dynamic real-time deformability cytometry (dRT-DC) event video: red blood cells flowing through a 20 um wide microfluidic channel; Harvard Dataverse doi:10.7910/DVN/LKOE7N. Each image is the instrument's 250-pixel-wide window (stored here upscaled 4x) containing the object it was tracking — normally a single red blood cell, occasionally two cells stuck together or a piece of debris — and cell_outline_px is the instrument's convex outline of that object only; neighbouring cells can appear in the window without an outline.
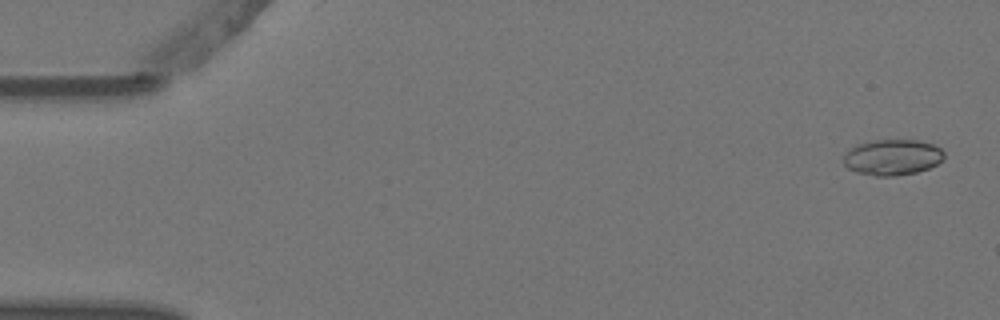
{"species": "Egyptian fruit bat (a non-hibernating species)", "species_latin": "Rousettus aegyptiacus", "temperature_condition": "warm", "stored_images_in_passage": 3, "camera_frame_rate_fps": 3000, "um_per_image_px": 0.085, "animal": {"sex": "female"}, "frame": {"image": 1, "passage_image": 1, "time_ms": 0.0, "image_size_px": [1000, 320], "cell_outline_px": [[944, 156], [936, 164], [928, 168], [916, 172], [896, 176], [876, 176], [856, 172], [848, 168], [844, 164], [844, 156], [856, 144], [872, 140], [916, 140], [932, 144], [940, 148], [944, 152]], "centroid_in_image_um": [75.84, 13.37], "position_along_channel_um": 9.2, "area_um2": 20.81}}